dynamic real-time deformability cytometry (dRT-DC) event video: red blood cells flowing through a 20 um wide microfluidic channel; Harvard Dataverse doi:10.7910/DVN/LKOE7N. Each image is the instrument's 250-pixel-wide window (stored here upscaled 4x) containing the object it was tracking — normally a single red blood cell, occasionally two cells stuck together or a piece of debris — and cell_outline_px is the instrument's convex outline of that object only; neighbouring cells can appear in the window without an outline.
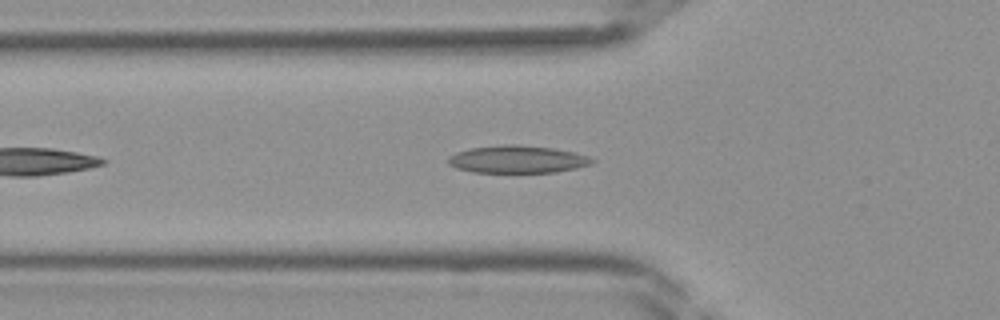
{"species": "Egyptian fruit bat (a non-hibernating species)", "species_latin": "Rousettus aegyptiacus", "temperature_condition": "room temperature", "stored_images_in_passage": 30, "camera_frame_rate_fps": 3000, "um_per_image_px": 0.085, "frame": {"image": 1, "passage_image": 5, "time_ms": 1.333, "image_size_px": [1000, 320], "cell_outline_px": [[596, 160], [592, 164], [576, 168], [556, 172], [472, 172], [456, 168], [448, 164], [448, 156], [456, 152], [472, 148], [504, 144], [516, 144], [552, 148], [592, 156]], "centroid_in_image_um": [44.0, 13.54], "position_along_channel_um": 81.8, "area_um2": 23.12}}
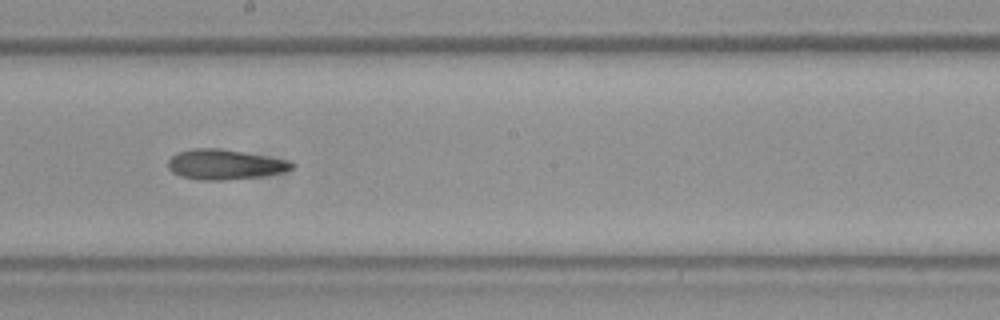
{"frame": {"image": 2, "passage_image": 14, "time_ms": 4.333, "image_size_px": [1000, 320], "cell_outline_px": [[296, 164], [292, 168], [284, 172], [264, 176], [224, 180], [196, 180], [180, 176], [172, 172], [168, 168], [168, 160], [176, 152], [196, 148], [220, 148], [244, 152], [288, 160]], "centroid_in_image_um": [19.09, 13.98], "position_along_channel_um": 229.1, "area_um2": 21.85}}
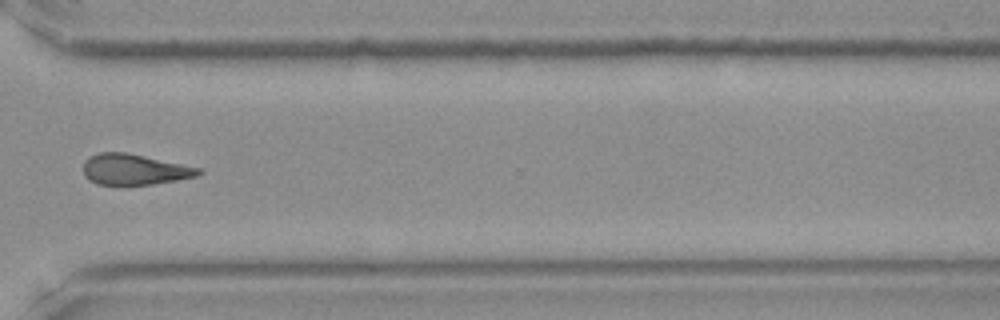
{"frame": {"image": 3, "passage_image": 22, "time_ms": 7.0, "image_size_px": [1000, 320], "cell_outline_px": [[204, 172], [196, 176], [176, 180], [152, 184], [96, 184], [88, 180], [84, 176], [84, 160], [88, 156], [100, 152], [124, 152], [204, 168]], "centroid_in_image_um": [11.43, 14.39], "position_along_channel_um": 359.2, "area_um2": 20.69}}